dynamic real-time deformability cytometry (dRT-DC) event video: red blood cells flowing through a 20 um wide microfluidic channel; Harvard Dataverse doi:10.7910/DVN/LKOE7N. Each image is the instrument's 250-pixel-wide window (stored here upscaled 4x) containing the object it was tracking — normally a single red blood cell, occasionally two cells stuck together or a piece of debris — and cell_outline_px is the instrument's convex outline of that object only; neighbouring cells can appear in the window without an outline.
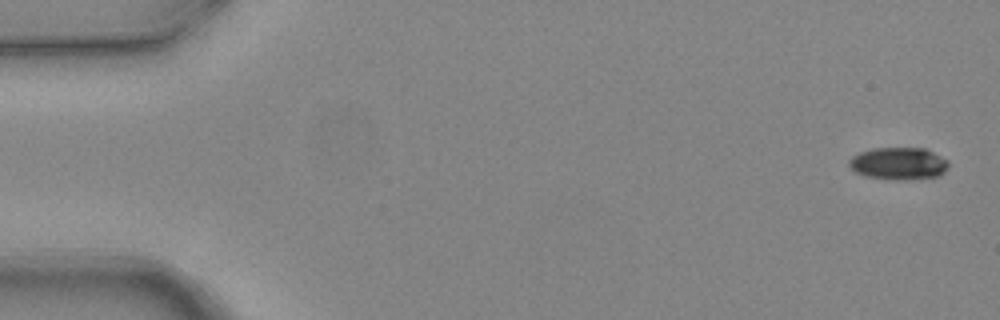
{"species": "common noctule bat (a hibernating species)", "species_latin": "Nyctalus noctula", "temperature_condition": "warm", "stored_images_in_passage": 5, "camera_frame_rate_fps": 3000, "um_per_image_px": 0.085, "animal": {"sex": "female", "body_mass_g": 24.6, "forearm_length_mm": 56.2}, "frame": {"image": 1, "passage_image": 1, "time_ms": 0.0, "image_size_px": [1000, 320], "cell_outline_px": [[948, 168], [940, 176], [900, 180], [896, 180], [864, 176], [856, 172], [848, 164], [848, 160], [852, 156], [860, 152], [872, 148], [924, 148], [948, 160]], "centroid_in_image_um": [76.37, 13.9], "position_along_channel_um": 8.6, "area_um2": 18.73}}